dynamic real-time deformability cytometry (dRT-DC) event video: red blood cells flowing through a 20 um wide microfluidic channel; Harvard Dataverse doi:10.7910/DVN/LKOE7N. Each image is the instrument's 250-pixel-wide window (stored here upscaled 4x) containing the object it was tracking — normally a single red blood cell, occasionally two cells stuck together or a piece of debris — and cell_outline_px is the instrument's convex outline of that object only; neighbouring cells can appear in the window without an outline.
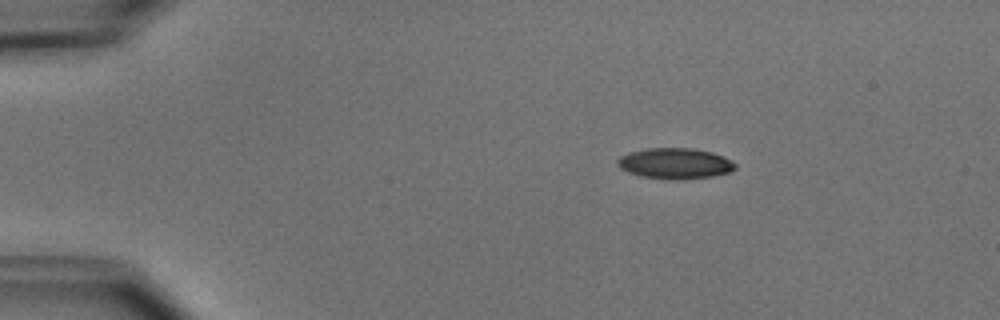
{"species": "common noctule bat (a hibernating species)", "species_latin": "Nyctalus noctula", "temperature_condition": "cold", "stored_images_in_passage": 5, "camera_frame_rate_fps": 3000, "um_per_image_px": 0.085, "animal": {"sex": "male", "body_mass_g": 15.6}, "frame": {"image": 1, "passage_image": 3, "time_ms": 2.667, "image_size_px": [1000, 320], "cell_outline_px": [[736, 168], [732, 172], [712, 176], [676, 180], [640, 176], [628, 172], [620, 168], [616, 164], [616, 160], [620, 156], [628, 152], [648, 148], [692, 148], [712, 152], [724, 156], [736, 164]], "centroid_in_image_um": [57.37, 13.89], "position_along_channel_um": 27.6, "area_um2": 21.27}}
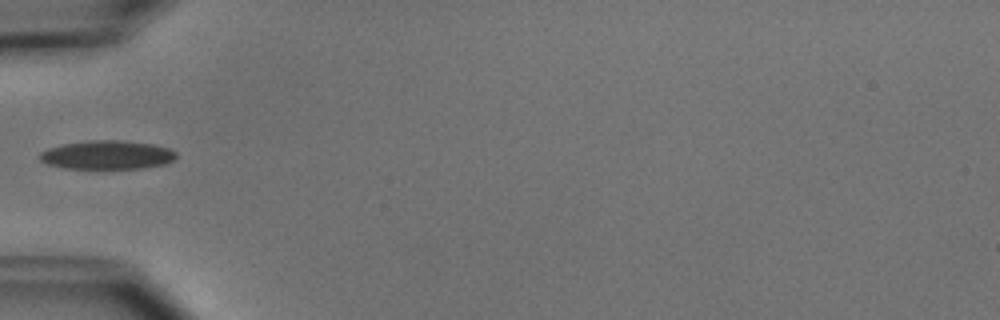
{"frame": {"image": 2, "passage_image": 5, "time_ms": 5.667, "image_size_px": [1000, 320], "cell_outline_px": [[176, 156], [172, 160], [164, 164], [144, 168], [64, 168], [48, 164], [40, 160], [40, 152], [48, 148], [64, 144], [88, 140], [120, 140], [152, 144], [168, 148], [176, 152]], "centroid_in_image_um": [9.1, 13.16], "position_along_channel_um": 75.9, "area_um2": 22.66}}